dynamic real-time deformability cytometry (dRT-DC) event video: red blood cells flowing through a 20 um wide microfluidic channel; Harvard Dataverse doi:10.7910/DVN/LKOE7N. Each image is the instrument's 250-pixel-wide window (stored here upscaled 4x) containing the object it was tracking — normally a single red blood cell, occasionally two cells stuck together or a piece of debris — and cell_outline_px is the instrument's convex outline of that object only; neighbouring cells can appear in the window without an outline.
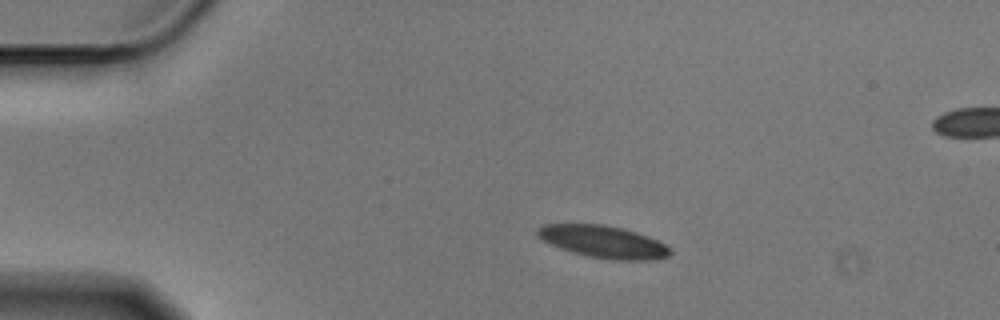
{"species": "Egyptian fruit bat (a non-hibernating species)", "species_latin": "Rousettus aegyptiacus", "temperature_condition": "cold", "stored_images_in_passage": 56, "segment_of_instrument_passage": [1, 2], "camera_frame_rate_fps": 3000, "um_per_image_px": 0.085, "animal": {"sex": "male"}, "frame": {"image": 1, "passage_image": 10, "time_ms": 3.0, "image_size_px": [1000, 320], "cell_outline_px": [[672, 252], [668, 256], [656, 260], [612, 260], [588, 256], [572, 252], [560, 248], [536, 236], [536, 228], [544, 224], [604, 224], [636, 232], [648, 236], [664, 244]], "centroid_in_image_um": [51.27, 20.55], "position_along_channel_um": 33.7, "area_um2": 24.85}}
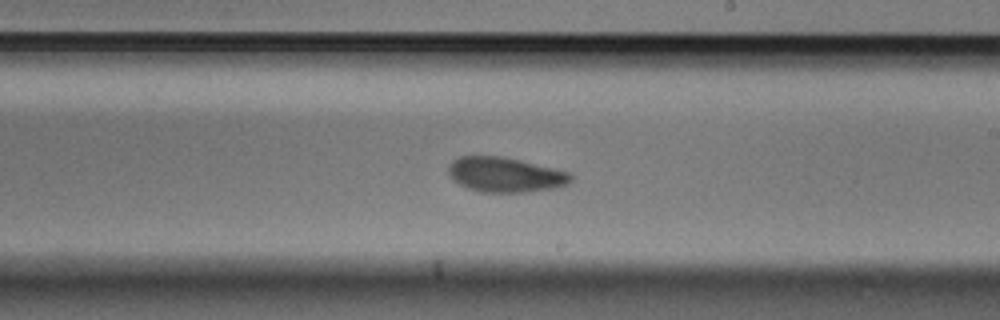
{"frame": {"image": 2, "passage_image": 32, "time_ms": 10.333, "image_size_px": [1000, 320], "cell_outline_px": [[572, 180], [568, 184], [556, 188], [524, 192], [480, 192], [468, 188], [452, 180], [448, 172], [448, 164], [452, 160], [460, 156], [500, 156], [520, 160], [572, 172]], "centroid_in_image_um": [42.95, 14.85], "position_along_channel_um": 246.1, "area_um2": 25.09}}
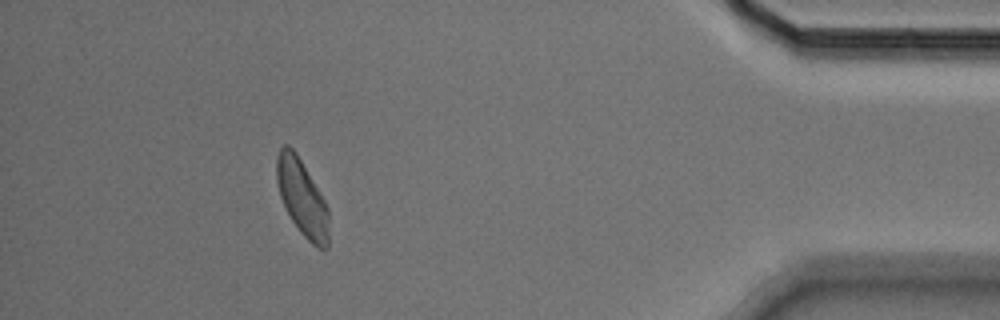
{"frame": {"image": 3, "passage_image": 50, "time_ms": 16.333, "image_size_px": [1000, 320], "cell_outline_px": [[328, 248], [316, 248], [300, 232], [292, 220], [280, 196], [276, 180], [276, 156], [280, 148], [284, 144], [288, 144], [296, 152], [324, 200], [328, 208]], "centroid_in_image_um": [25.66, 16.79], "position_along_channel_um": 409.5, "area_um2": 22.95}}